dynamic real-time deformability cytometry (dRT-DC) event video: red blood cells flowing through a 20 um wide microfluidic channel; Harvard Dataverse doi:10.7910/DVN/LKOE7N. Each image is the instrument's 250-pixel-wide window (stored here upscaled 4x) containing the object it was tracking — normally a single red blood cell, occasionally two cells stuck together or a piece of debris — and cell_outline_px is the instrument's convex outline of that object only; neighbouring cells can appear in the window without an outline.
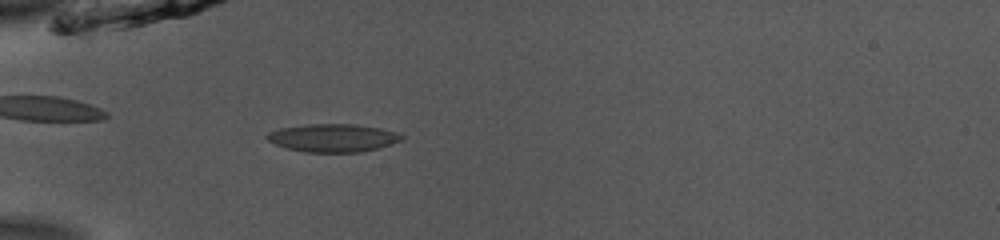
{"species": "common noctule bat (a hibernating species)", "species_latin": "Nyctalus noctula", "temperature_condition": "room temperature", "stored_images_in_passage": 38, "camera_frame_rate_fps": 3000, "um_per_image_px": 0.085, "animal": {"sex": "male", "body_mass_g": 13.0, "forearm_length_mm": 53.1}, "frame": {"image": 1, "passage_image": 3, "time_ms": 0.667, "image_size_px": [1000, 240], "cell_outline_px": [[404, 136], [400, 140], [376, 148], [360, 152], [304, 152], [288, 148], [276, 144], [268, 140], [264, 136], [268, 132], [280, 128], [308, 124], [356, 124], [380, 128], [396, 132]], "centroid_in_image_um": [28.26, 11.71], "position_along_channel_um": 56.7, "area_um2": 21.73}}
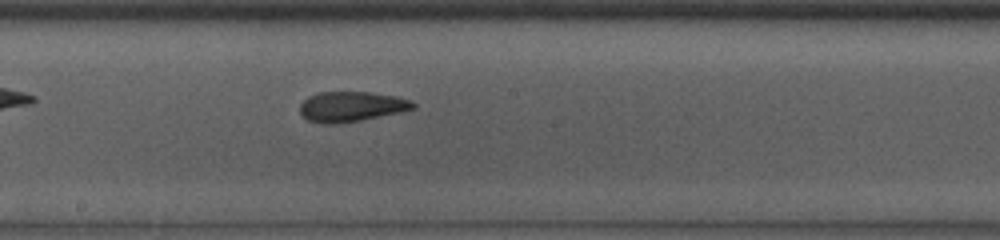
{"frame": {"image": 2, "passage_image": 16, "time_ms": 5.0, "image_size_px": [1000, 240], "cell_outline_px": [[416, 108], [400, 112], [360, 120], [324, 124], [308, 120], [300, 112], [300, 104], [308, 96], [316, 92], [372, 92], [396, 96], [412, 100], [416, 104]], "centroid_in_image_um": [29.88, 9.04], "position_along_channel_um": 218.3, "area_um2": 19.77}}
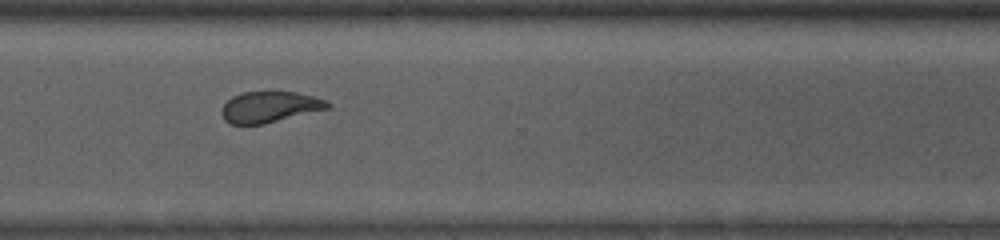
{"frame": {"image": 3, "passage_image": 26, "time_ms": 8.333, "image_size_px": [1000, 240], "cell_outline_px": [[332, 108], [264, 124], [232, 124], [224, 120], [220, 112], [220, 108], [232, 96], [244, 92], [296, 92], [328, 100], [332, 104]], "centroid_in_image_um": [22.95, 9.1], "position_along_channel_um": 347.6, "area_um2": 19.36}, "authors_computed_cell_mechanics": {"area_um2": 20.3167, "velocity_mm_per_s": 3.8919, "shape_relaxation_time_tau1_ms": 8.1805, "shape_relaxation_time_tau2_ms": 1.4821, "deformation_change_tau1": 0.1979, "deformation_change_tau2": 0.0791}}